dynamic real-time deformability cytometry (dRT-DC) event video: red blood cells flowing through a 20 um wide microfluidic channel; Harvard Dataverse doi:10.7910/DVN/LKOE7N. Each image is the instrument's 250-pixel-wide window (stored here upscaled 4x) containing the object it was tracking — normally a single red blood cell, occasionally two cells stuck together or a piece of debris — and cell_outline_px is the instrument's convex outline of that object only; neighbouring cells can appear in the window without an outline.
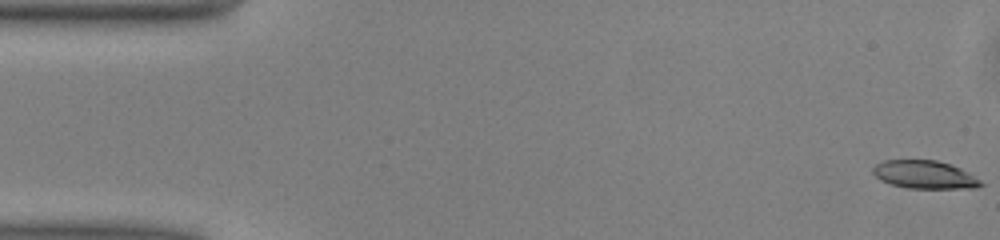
{"species": "common noctule bat (a hibernating species)", "species_latin": "Nyctalus noctula", "temperature_condition": "warm", "stored_images_in_passage": 50, "camera_frame_rate_fps": 3000, "um_per_image_px": 0.085, "animal": {"sex": "male", "body_mass_g": 13.0, "forearm_length_mm": 53.1}, "frame": {"image": 1, "passage_image": 1, "time_ms": 0.0, "image_size_px": [1000, 240], "cell_outline_px": [[984, 184], [976, 188], [908, 188], [892, 184], [880, 180], [872, 172], [872, 168], [876, 164], [884, 160], [936, 160], [960, 168], [980, 180]], "centroid_in_image_um": [78.57, 14.84], "position_along_channel_um": 6.4, "area_um2": 17.46}}
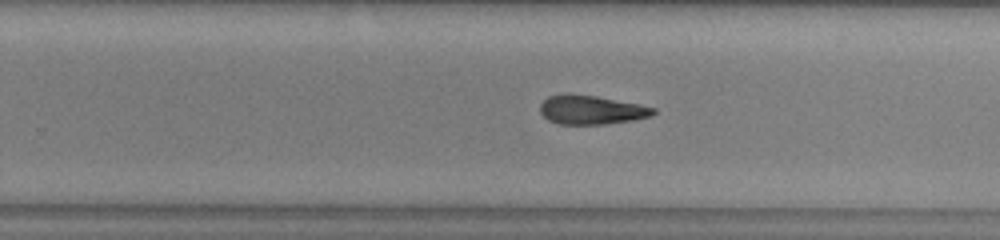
{"frame": {"image": 2, "passage_image": 31, "time_ms": 10.0, "image_size_px": [1000, 240], "cell_outline_px": [[656, 112], [652, 116], [632, 120], [604, 124], [560, 124], [548, 120], [540, 112], [540, 104], [548, 96], [564, 92], [572, 92], [596, 96], [640, 104], [656, 108]], "centroid_in_image_um": [50.24, 9.31], "position_along_channel_um": 279.6, "area_um2": 19.42}}
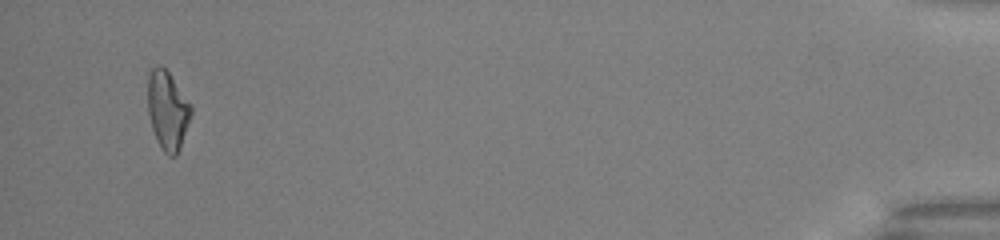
{"frame": {"image": 3, "passage_image": 48, "time_ms": 15.667, "image_size_px": [1000, 240], "cell_outline_px": [[192, 112], [180, 148], [176, 156], [168, 156], [160, 148], [156, 140], [152, 128], [148, 112], [148, 76], [152, 68], [156, 64], [160, 64], [168, 72], [192, 104]], "centroid_in_image_um": [14.24, 9.38], "position_along_channel_um": 421.0, "area_um2": 19.94}, "authors_computed_cell_mechanics": {"area_um2": 19.7098, "velocity_mm_per_s": 4.0862, "shape_relaxation_time_tau1_ms": 5.1142, "shape_relaxation_time_tau2_ms": null, "deformation_change_tau1": 0.1723, "deformation_change_tau2": null}}